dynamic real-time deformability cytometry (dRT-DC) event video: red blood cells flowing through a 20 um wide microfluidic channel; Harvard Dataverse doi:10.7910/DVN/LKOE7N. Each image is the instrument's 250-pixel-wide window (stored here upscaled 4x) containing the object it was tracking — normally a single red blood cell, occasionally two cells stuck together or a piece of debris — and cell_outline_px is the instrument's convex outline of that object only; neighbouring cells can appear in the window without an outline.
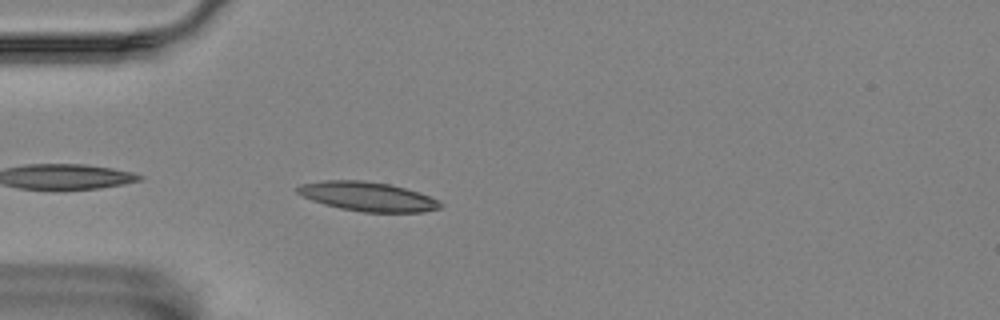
{"species": "Egyptian fruit bat (a non-hibernating species)", "species_latin": "Rousettus aegyptiacus", "temperature_condition": "room temperature", "stored_images_in_passage": 28, "camera_frame_rate_fps": 3000, "um_per_image_px": 0.085, "animal": {"sex": "female"}, "frame": {"image": 1, "passage_image": 2, "time_ms": 0.333, "image_size_px": [1000, 320], "cell_outline_px": [[444, 204], [440, 208], [424, 212], [364, 212], [340, 208], [324, 204], [312, 200], [296, 192], [296, 188], [300, 184], [324, 180], [360, 180], [388, 184], [420, 192]], "centroid_in_image_um": [31.24, 16.7], "position_along_channel_um": 53.8, "area_um2": 24.16}}
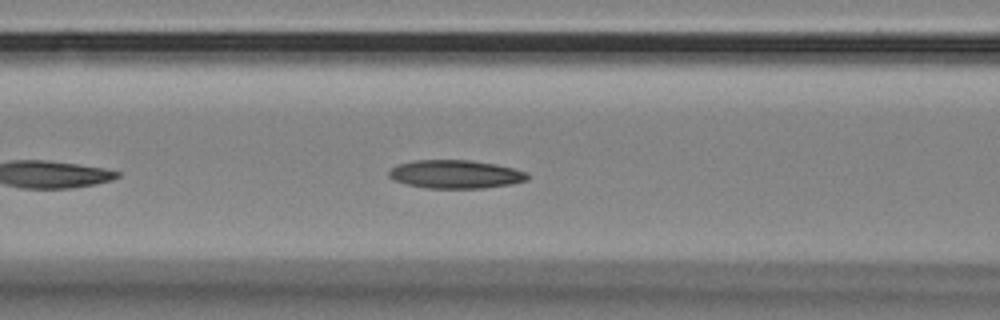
{"frame": {"image": 2, "passage_image": 9, "time_ms": 2.667, "image_size_px": [1000, 320], "cell_outline_px": [[528, 180], [512, 184], [484, 188], [428, 188], [408, 184], [392, 180], [388, 176], [388, 172], [392, 168], [400, 164], [412, 160], [468, 160], [496, 164], [528, 172]], "centroid_in_image_um": [38.73, 14.81], "position_along_channel_um": 127.9, "area_um2": 22.89}}
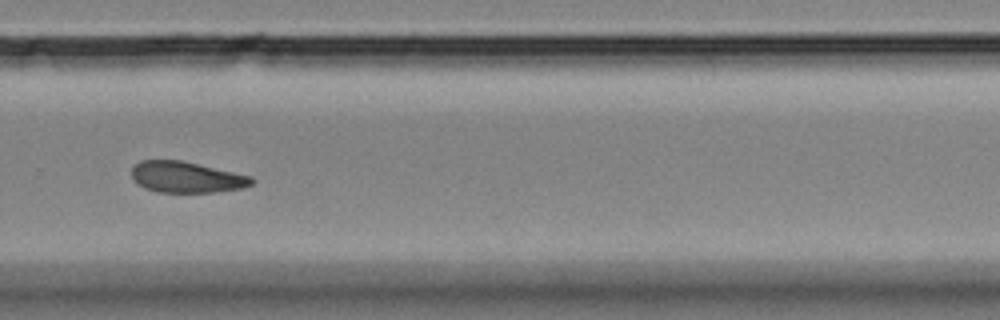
{"frame": {"image": 3, "passage_image": 25, "time_ms": 8.0, "image_size_px": [1000, 320], "cell_outline_px": [[256, 180], [252, 184], [244, 188], [216, 192], [156, 192], [144, 188], [132, 176], [132, 168], [140, 160], [180, 160], [252, 176]], "centroid_in_image_um": [15.89, 15.06], "position_along_channel_um": 313.9, "area_um2": 21.68}}